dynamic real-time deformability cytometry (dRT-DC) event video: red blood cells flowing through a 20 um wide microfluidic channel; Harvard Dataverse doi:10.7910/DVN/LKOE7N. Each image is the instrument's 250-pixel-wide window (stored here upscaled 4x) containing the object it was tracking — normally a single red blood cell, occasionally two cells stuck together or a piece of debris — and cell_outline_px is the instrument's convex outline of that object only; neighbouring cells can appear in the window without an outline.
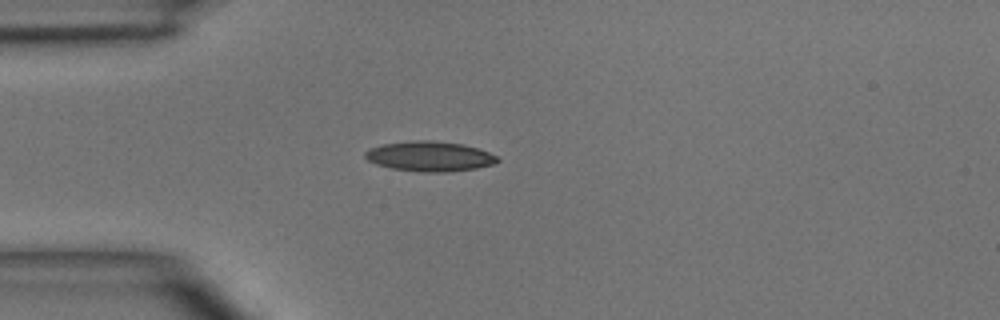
{"species": "common noctule bat (a hibernating species)", "species_latin": "Nyctalus noctula", "temperature_condition": "room temperature", "stored_images_in_passage": 3, "camera_frame_rate_fps": 3000, "um_per_image_px": 0.085, "animal": {"sex": "male", "body_mass_g": 15.6}, "frame": {"image": 1, "passage_image": 3, "time_ms": 2.0, "image_size_px": [1000, 320], "cell_outline_px": [[500, 160], [492, 164], [476, 168], [448, 172], [420, 172], [392, 168], [376, 164], [368, 160], [364, 156], [364, 152], [368, 148], [384, 144], [416, 140], [432, 140], [464, 144], [488, 152], [496, 156]], "centroid_in_image_um": [36.5, 13.28], "position_along_channel_um": 48.5, "area_um2": 23.06}}